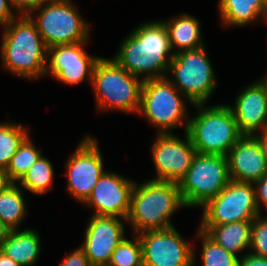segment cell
I'll return each instance as SVG.
<instances>
[{
  "label": "cell",
  "instance_id": "cell-9",
  "mask_svg": "<svg viewBox=\"0 0 267 266\" xmlns=\"http://www.w3.org/2000/svg\"><path fill=\"white\" fill-rule=\"evenodd\" d=\"M229 180L226 156L197 153L178 183L182 201L186 208L202 207L216 197Z\"/></svg>",
  "mask_w": 267,
  "mask_h": 266
},
{
  "label": "cell",
  "instance_id": "cell-27",
  "mask_svg": "<svg viewBox=\"0 0 267 266\" xmlns=\"http://www.w3.org/2000/svg\"><path fill=\"white\" fill-rule=\"evenodd\" d=\"M195 238L202 241V266H239L238 256L217 244L201 229H198Z\"/></svg>",
  "mask_w": 267,
  "mask_h": 266
},
{
  "label": "cell",
  "instance_id": "cell-24",
  "mask_svg": "<svg viewBox=\"0 0 267 266\" xmlns=\"http://www.w3.org/2000/svg\"><path fill=\"white\" fill-rule=\"evenodd\" d=\"M53 176L52 163L42 155L17 184L34 195H44L52 189Z\"/></svg>",
  "mask_w": 267,
  "mask_h": 266
},
{
  "label": "cell",
  "instance_id": "cell-37",
  "mask_svg": "<svg viewBox=\"0 0 267 266\" xmlns=\"http://www.w3.org/2000/svg\"><path fill=\"white\" fill-rule=\"evenodd\" d=\"M12 182L8 179L5 169L0 168V192L4 190Z\"/></svg>",
  "mask_w": 267,
  "mask_h": 266
},
{
  "label": "cell",
  "instance_id": "cell-10",
  "mask_svg": "<svg viewBox=\"0 0 267 266\" xmlns=\"http://www.w3.org/2000/svg\"><path fill=\"white\" fill-rule=\"evenodd\" d=\"M200 225H220L238 221H253L259 211L254 184L229 180L227 186L202 206Z\"/></svg>",
  "mask_w": 267,
  "mask_h": 266
},
{
  "label": "cell",
  "instance_id": "cell-36",
  "mask_svg": "<svg viewBox=\"0 0 267 266\" xmlns=\"http://www.w3.org/2000/svg\"><path fill=\"white\" fill-rule=\"evenodd\" d=\"M11 231L12 230L0 219V245L8 238Z\"/></svg>",
  "mask_w": 267,
  "mask_h": 266
},
{
  "label": "cell",
  "instance_id": "cell-1",
  "mask_svg": "<svg viewBox=\"0 0 267 266\" xmlns=\"http://www.w3.org/2000/svg\"><path fill=\"white\" fill-rule=\"evenodd\" d=\"M173 57L167 28L157 20L137 26L124 38L113 59L132 75L146 80L166 77Z\"/></svg>",
  "mask_w": 267,
  "mask_h": 266
},
{
  "label": "cell",
  "instance_id": "cell-25",
  "mask_svg": "<svg viewBox=\"0 0 267 266\" xmlns=\"http://www.w3.org/2000/svg\"><path fill=\"white\" fill-rule=\"evenodd\" d=\"M41 156V150L35 146L28 135L20 144L16 153L11 157L9 165L5 170L8 179L11 182L17 183Z\"/></svg>",
  "mask_w": 267,
  "mask_h": 266
},
{
  "label": "cell",
  "instance_id": "cell-30",
  "mask_svg": "<svg viewBox=\"0 0 267 266\" xmlns=\"http://www.w3.org/2000/svg\"><path fill=\"white\" fill-rule=\"evenodd\" d=\"M59 266H91V264L83 249L78 247L68 254Z\"/></svg>",
  "mask_w": 267,
  "mask_h": 266
},
{
  "label": "cell",
  "instance_id": "cell-17",
  "mask_svg": "<svg viewBox=\"0 0 267 266\" xmlns=\"http://www.w3.org/2000/svg\"><path fill=\"white\" fill-rule=\"evenodd\" d=\"M229 178L254 183L267 173V161L253 135H243L227 154Z\"/></svg>",
  "mask_w": 267,
  "mask_h": 266
},
{
  "label": "cell",
  "instance_id": "cell-28",
  "mask_svg": "<svg viewBox=\"0 0 267 266\" xmlns=\"http://www.w3.org/2000/svg\"><path fill=\"white\" fill-rule=\"evenodd\" d=\"M133 240L126 237L120 242L111 255L107 266H143V249L138 234Z\"/></svg>",
  "mask_w": 267,
  "mask_h": 266
},
{
  "label": "cell",
  "instance_id": "cell-11",
  "mask_svg": "<svg viewBox=\"0 0 267 266\" xmlns=\"http://www.w3.org/2000/svg\"><path fill=\"white\" fill-rule=\"evenodd\" d=\"M98 141L86 136L65 163L67 169V192L83 204L91 195L93 187L106 172Z\"/></svg>",
  "mask_w": 267,
  "mask_h": 266
},
{
  "label": "cell",
  "instance_id": "cell-34",
  "mask_svg": "<svg viewBox=\"0 0 267 266\" xmlns=\"http://www.w3.org/2000/svg\"><path fill=\"white\" fill-rule=\"evenodd\" d=\"M244 254L239 258V266H267V258L251 252Z\"/></svg>",
  "mask_w": 267,
  "mask_h": 266
},
{
  "label": "cell",
  "instance_id": "cell-3",
  "mask_svg": "<svg viewBox=\"0 0 267 266\" xmlns=\"http://www.w3.org/2000/svg\"><path fill=\"white\" fill-rule=\"evenodd\" d=\"M186 207L178 183L149 179L135 183L127 222L133 234L173 227L170 218L176 210Z\"/></svg>",
  "mask_w": 267,
  "mask_h": 266
},
{
  "label": "cell",
  "instance_id": "cell-16",
  "mask_svg": "<svg viewBox=\"0 0 267 266\" xmlns=\"http://www.w3.org/2000/svg\"><path fill=\"white\" fill-rule=\"evenodd\" d=\"M127 219L91 215L80 246L91 266H107L112 253L125 238Z\"/></svg>",
  "mask_w": 267,
  "mask_h": 266
},
{
  "label": "cell",
  "instance_id": "cell-14",
  "mask_svg": "<svg viewBox=\"0 0 267 266\" xmlns=\"http://www.w3.org/2000/svg\"><path fill=\"white\" fill-rule=\"evenodd\" d=\"M88 41L59 44L47 48L45 76L51 75L64 84L82 83L86 77L92 82L93 71L100 56H92L84 50Z\"/></svg>",
  "mask_w": 267,
  "mask_h": 266
},
{
  "label": "cell",
  "instance_id": "cell-32",
  "mask_svg": "<svg viewBox=\"0 0 267 266\" xmlns=\"http://www.w3.org/2000/svg\"><path fill=\"white\" fill-rule=\"evenodd\" d=\"M19 15L28 14L34 8L41 6L49 0H9Z\"/></svg>",
  "mask_w": 267,
  "mask_h": 266
},
{
  "label": "cell",
  "instance_id": "cell-5",
  "mask_svg": "<svg viewBox=\"0 0 267 266\" xmlns=\"http://www.w3.org/2000/svg\"><path fill=\"white\" fill-rule=\"evenodd\" d=\"M198 114L189 119L187 133L199 154L227 156L229 150L243 136L230 105H193Z\"/></svg>",
  "mask_w": 267,
  "mask_h": 266
},
{
  "label": "cell",
  "instance_id": "cell-12",
  "mask_svg": "<svg viewBox=\"0 0 267 266\" xmlns=\"http://www.w3.org/2000/svg\"><path fill=\"white\" fill-rule=\"evenodd\" d=\"M143 266H196V253L176 228L149 230L138 234Z\"/></svg>",
  "mask_w": 267,
  "mask_h": 266
},
{
  "label": "cell",
  "instance_id": "cell-19",
  "mask_svg": "<svg viewBox=\"0 0 267 266\" xmlns=\"http://www.w3.org/2000/svg\"><path fill=\"white\" fill-rule=\"evenodd\" d=\"M40 241L39 233L31 228L13 230L0 245V252L20 266H34L41 252Z\"/></svg>",
  "mask_w": 267,
  "mask_h": 266
},
{
  "label": "cell",
  "instance_id": "cell-29",
  "mask_svg": "<svg viewBox=\"0 0 267 266\" xmlns=\"http://www.w3.org/2000/svg\"><path fill=\"white\" fill-rule=\"evenodd\" d=\"M249 252L267 258V217L259 214L251 227V243Z\"/></svg>",
  "mask_w": 267,
  "mask_h": 266
},
{
  "label": "cell",
  "instance_id": "cell-18",
  "mask_svg": "<svg viewBox=\"0 0 267 266\" xmlns=\"http://www.w3.org/2000/svg\"><path fill=\"white\" fill-rule=\"evenodd\" d=\"M243 135H254L267 127V94L265 84L257 80L239 92L230 105Z\"/></svg>",
  "mask_w": 267,
  "mask_h": 266
},
{
  "label": "cell",
  "instance_id": "cell-7",
  "mask_svg": "<svg viewBox=\"0 0 267 266\" xmlns=\"http://www.w3.org/2000/svg\"><path fill=\"white\" fill-rule=\"evenodd\" d=\"M208 56L205 46L179 52L174 54L167 71L166 78L192 106L205 104L217 86L215 70Z\"/></svg>",
  "mask_w": 267,
  "mask_h": 266
},
{
  "label": "cell",
  "instance_id": "cell-22",
  "mask_svg": "<svg viewBox=\"0 0 267 266\" xmlns=\"http://www.w3.org/2000/svg\"><path fill=\"white\" fill-rule=\"evenodd\" d=\"M220 21L224 27H242L256 22L261 17L264 22V7L261 0H219Z\"/></svg>",
  "mask_w": 267,
  "mask_h": 266
},
{
  "label": "cell",
  "instance_id": "cell-33",
  "mask_svg": "<svg viewBox=\"0 0 267 266\" xmlns=\"http://www.w3.org/2000/svg\"><path fill=\"white\" fill-rule=\"evenodd\" d=\"M10 4L9 0H0V25L2 24V26L7 25L18 16L16 10Z\"/></svg>",
  "mask_w": 267,
  "mask_h": 266
},
{
  "label": "cell",
  "instance_id": "cell-2",
  "mask_svg": "<svg viewBox=\"0 0 267 266\" xmlns=\"http://www.w3.org/2000/svg\"><path fill=\"white\" fill-rule=\"evenodd\" d=\"M19 16L3 26L2 67L31 81L45 76L47 47L30 17L27 14Z\"/></svg>",
  "mask_w": 267,
  "mask_h": 266
},
{
  "label": "cell",
  "instance_id": "cell-40",
  "mask_svg": "<svg viewBox=\"0 0 267 266\" xmlns=\"http://www.w3.org/2000/svg\"><path fill=\"white\" fill-rule=\"evenodd\" d=\"M265 84L266 94H267V79H260Z\"/></svg>",
  "mask_w": 267,
  "mask_h": 266
},
{
  "label": "cell",
  "instance_id": "cell-35",
  "mask_svg": "<svg viewBox=\"0 0 267 266\" xmlns=\"http://www.w3.org/2000/svg\"><path fill=\"white\" fill-rule=\"evenodd\" d=\"M258 133H255L253 136L260 143L262 151H263V153H264V155L266 157V161H267V127L264 128L261 131H258Z\"/></svg>",
  "mask_w": 267,
  "mask_h": 266
},
{
  "label": "cell",
  "instance_id": "cell-15",
  "mask_svg": "<svg viewBox=\"0 0 267 266\" xmlns=\"http://www.w3.org/2000/svg\"><path fill=\"white\" fill-rule=\"evenodd\" d=\"M134 185L132 180L116 172L106 171L83 204L94 207L92 215L127 219Z\"/></svg>",
  "mask_w": 267,
  "mask_h": 266
},
{
  "label": "cell",
  "instance_id": "cell-13",
  "mask_svg": "<svg viewBox=\"0 0 267 266\" xmlns=\"http://www.w3.org/2000/svg\"><path fill=\"white\" fill-rule=\"evenodd\" d=\"M156 135L151 146V158L157 177L152 180L179 183L197 154L191 138L187 132L184 133V140L174 133Z\"/></svg>",
  "mask_w": 267,
  "mask_h": 266
},
{
  "label": "cell",
  "instance_id": "cell-39",
  "mask_svg": "<svg viewBox=\"0 0 267 266\" xmlns=\"http://www.w3.org/2000/svg\"><path fill=\"white\" fill-rule=\"evenodd\" d=\"M264 7V21L267 23V0H261Z\"/></svg>",
  "mask_w": 267,
  "mask_h": 266
},
{
  "label": "cell",
  "instance_id": "cell-31",
  "mask_svg": "<svg viewBox=\"0 0 267 266\" xmlns=\"http://www.w3.org/2000/svg\"><path fill=\"white\" fill-rule=\"evenodd\" d=\"M253 184L255 188L256 203L259 211H261V203V207L264 206L267 211V173L260 180L255 181Z\"/></svg>",
  "mask_w": 267,
  "mask_h": 266
},
{
  "label": "cell",
  "instance_id": "cell-8",
  "mask_svg": "<svg viewBox=\"0 0 267 266\" xmlns=\"http://www.w3.org/2000/svg\"><path fill=\"white\" fill-rule=\"evenodd\" d=\"M75 6L71 0H49L27 14L47 48L89 40L90 25Z\"/></svg>",
  "mask_w": 267,
  "mask_h": 266
},
{
  "label": "cell",
  "instance_id": "cell-21",
  "mask_svg": "<svg viewBox=\"0 0 267 266\" xmlns=\"http://www.w3.org/2000/svg\"><path fill=\"white\" fill-rule=\"evenodd\" d=\"M167 28L171 48L174 54L182 51L195 50L204 46L200 21L187 13L162 20ZM177 49V50H176Z\"/></svg>",
  "mask_w": 267,
  "mask_h": 266
},
{
  "label": "cell",
  "instance_id": "cell-6",
  "mask_svg": "<svg viewBox=\"0 0 267 266\" xmlns=\"http://www.w3.org/2000/svg\"><path fill=\"white\" fill-rule=\"evenodd\" d=\"M186 100L166 77L146 79L142 83L138 113L155 125L157 134L172 133L171 130L181 125L187 132L190 118Z\"/></svg>",
  "mask_w": 267,
  "mask_h": 266
},
{
  "label": "cell",
  "instance_id": "cell-20",
  "mask_svg": "<svg viewBox=\"0 0 267 266\" xmlns=\"http://www.w3.org/2000/svg\"><path fill=\"white\" fill-rule=\"evenodd\" d=\"M251 227L252 221H238L220 225H200L199 229L228 252L238 256L240 252L250 249Z\"/></svg>",
  "mask_w": 267,
  "mask_h": 266
},
{
  "label": "cell",
  "instance_id": "cell-23",
  "mask_svg": "<svg viewBox=\"0 0 267 266\" xmlns=\"http://www.w3.org/2000/svg\"><path fill=\"white\" fill-rule=\"evenodd\" d=\"M23 188L12 182L0 192V219L12 231L17 230L27 215Z\"/></svg>",
  "mask_w": 267,
  "mask_h": 266
},
{
  "label": "cell",
  "instance_id": "cell-4",
  "mask_svg": "<svg viewBox=\"0 0 267 266\" xmlns=\"http://www.w3.org/2000/svg\"><path fill=\"white\" fill-rule=\"evenodd\" d=\"M143 79L132 75L112 57H101L94 68L91 86L99 112L117 110L138 113Z\"/></svg>",
  "mask_w": 267,
  "mask_h": 266
},
{
  "label": "cell",
  "instance_id": "cell-26",
  "mask_svg": "<svg viewBox=\"0 0 267 266\" xmlns=\"http://www.w3.org/2000/svg\"><path fill=\"white\" fill-rule=\"evenodd\" d=\"M26 125L21 123H0V168L8 167L11 157L16 153L23 140L30 135Z\"/></svg>",
  "mask_w": 267,
  "mask_h": 266
},
{
  "label": "cell",
  "instance_id": "cell-38",
  "mask_svg": "<svg viewBox=\"0 0 267 266\" xmlns=\"http://www.w3.org/2000/svg\"><path fill=\"white\" fill-rule=\"evenodd\" d=\"M0 266H20L10 257H7L2 252H0Z\"/></svg>",
  "mask_w": 267,
  "mask_h": 266
}]
</instances>
